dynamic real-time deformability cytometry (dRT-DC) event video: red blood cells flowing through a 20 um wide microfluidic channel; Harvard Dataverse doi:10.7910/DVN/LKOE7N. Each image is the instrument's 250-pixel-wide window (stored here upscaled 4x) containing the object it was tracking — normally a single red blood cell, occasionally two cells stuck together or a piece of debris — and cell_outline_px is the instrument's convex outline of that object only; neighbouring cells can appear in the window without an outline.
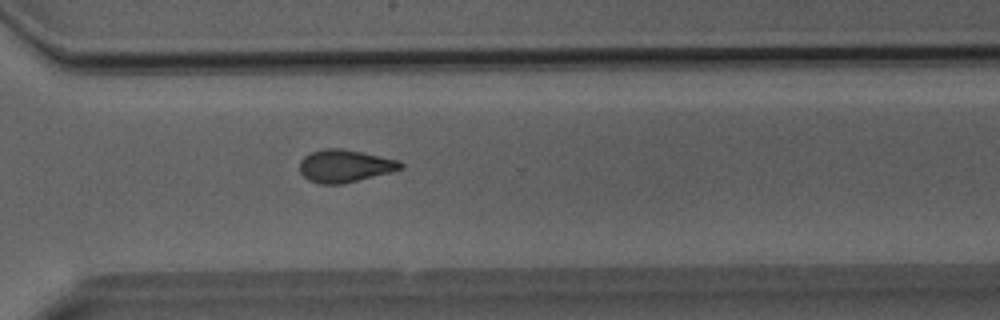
{"species": "Egyptian fruit bat (a non-hibernating species)", "species_latin": "Rousettus aegyptiacus", "temperature_condition": "room temperature", "stored_images_in_passage": 37, "camera_frame_rate_fps": 3000, "um_per_image_px": 0.085, "animal": {"sex": "male"}, "frame": {"image": 1, "passage_image": 27, "time_ms": 8.667, "image_size_px": [1000, 320], "cell_outline_px": [[404, 168], [392, 172], [344, 184], [320, 184], [308, 180], [300, 172], [300, 160], [304, 156], [312, 152], [324, 148], [340, 148], [400, 160], [404, 164]], "centroid_in_image_um": [29.33, 14.11], "position_along_channel_um": 341.3, "area_um2": 19.31}}
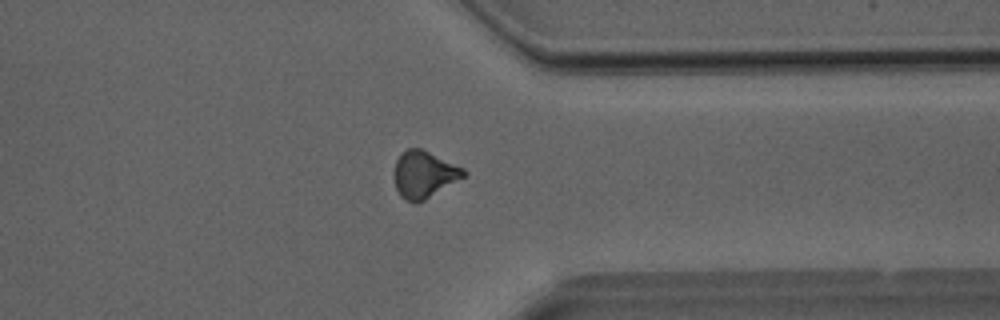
{"frame": {"image": 2, "passage_image": 29, "time_ms": 9.333, "image_size_px": [1000, 320], "cell_outline_px": [[468, 172], [464, 176], [424, 200], [416, 204], [404, 200], [400, 196], [396, 188], [392, 176], [392, 172], [396, 160], [400, 152], [408, 148], [420, 148], [464, 168]], "centroid_in_image_um": [35.97, 14.83], "position_along_channel_um": 375.4, "area_um2": 19.13}}
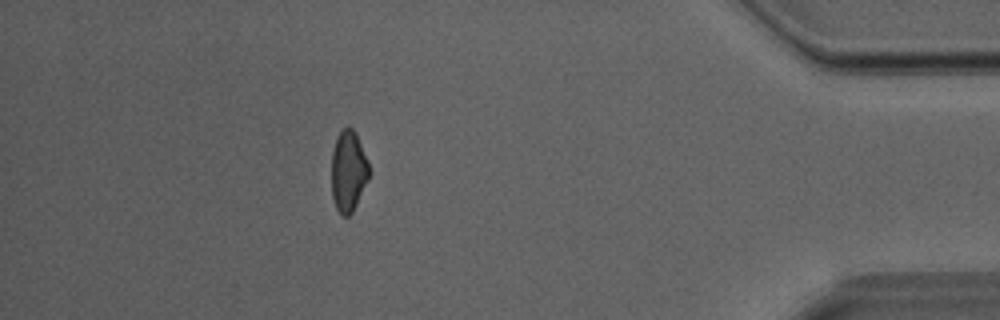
{"frame": {"image": 3, "passage_image": 33, "time_ms": 10.667, "image_size_px": [1000, 320], "cell_outline_px": [[372, 172], [352, 212], [348, 216], [340, 216], [336, 208], [332, 196], [332, 152], [336, 136], [348, 124], [356, 132], [368, 160]], "centroid_in_image_um": [29.63, 14.52], "position_along_channel_um": 405.6, "area_um2": 18.09}}